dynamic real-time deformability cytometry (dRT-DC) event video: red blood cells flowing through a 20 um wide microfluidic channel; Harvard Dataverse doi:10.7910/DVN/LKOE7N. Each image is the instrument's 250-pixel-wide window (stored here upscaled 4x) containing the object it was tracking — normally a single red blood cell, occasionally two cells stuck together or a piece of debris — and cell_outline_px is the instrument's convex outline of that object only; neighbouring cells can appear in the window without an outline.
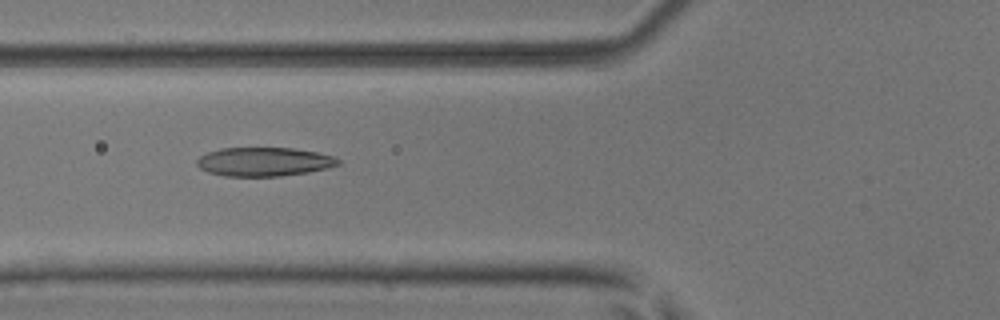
{"species": "common noctule bat (a hibernating species)", "species_latin": "Nyctalus noctula", "temperature_condition": "room temperature", "stored_images_in_passage": 40, "camera_frame_rate_fps": 3000, "um_per_image_px": 0.085, "animal": {"sex": "male", "body_mass_g": 17.9, "forearm_length_mm": 54.2}, "frame": {"image": 1, "passage_image": 8, "time_ms": 2.333, "image_size_px": [1000, 320], "cell_outline_px": [[340, 164], [328, 168], [308, 172], [280, 176], [224, 176], [208, 172], [200, 168], [196, 164], [196, 160], [200, 156], [208, 152], [220, 148], [292, 148], [316, 152], [332, 156], [340, 160]], "centroid_in_image_um": [22.42, 13.75], "position_along_channel_um": 103.4, "area_um2": 23.7}}
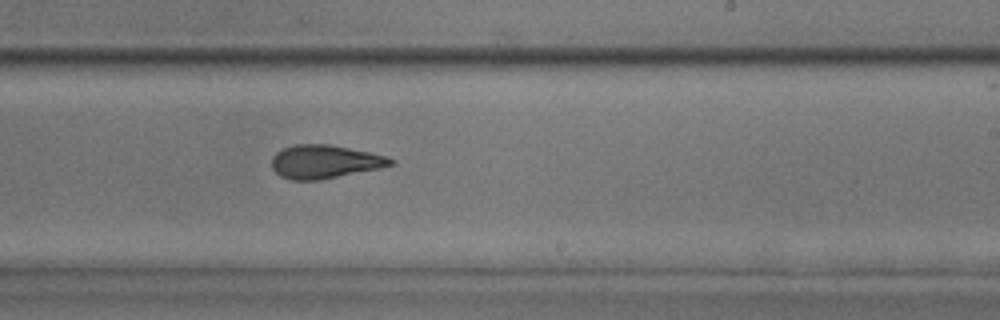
{"frame": {"image": 2, "passage_image": 20, "time_ms": 6.333, "image_size_px": [1000, 320], "cell_outline_px": [[396, 160], [392, 164], [380, 168], [320, 180], [288, 180], [280, 176], [272, 168], [272, 156], [276, 152], [284, 148], [296, 144], [328, 144], [368, 152], [384, 156]], "centroid_in_image_um": [27.55, 13.75], "position_along_channel_um": 261.4, "area_um2": 23.0}}
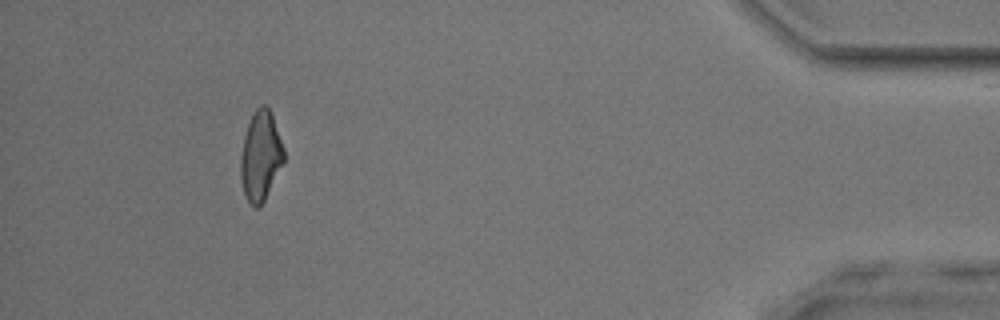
{"frame": {"image": 3, "passage_image": 36, "time_ms": 11.667, "image_size_px": [1000, 320], "cell_outline_px": [[284, 160], [264, 200], [256, 208], [248, 200], [244, 192], [240, 176], [240, 156], [244, 136], [252, 112], [260, 104], [264, 104], [272, 112], [284, 148]], "centroid_in_image_um": [22.14, 13.18], "position_along_channel_um": 413.1, "area_um2": 22.43}, "authors_computed_cell_mechanics": {"area_um2": 23.3512, "velocity_mm_per_s": 3.963, "shape_relaxation_time_tau1_ms": 6.9632, "shape_relaxation_time_tau2_ms": 2.3721, "deformation_change_tau1": 0.2097, "deformation_change_tau2": 0.109}}